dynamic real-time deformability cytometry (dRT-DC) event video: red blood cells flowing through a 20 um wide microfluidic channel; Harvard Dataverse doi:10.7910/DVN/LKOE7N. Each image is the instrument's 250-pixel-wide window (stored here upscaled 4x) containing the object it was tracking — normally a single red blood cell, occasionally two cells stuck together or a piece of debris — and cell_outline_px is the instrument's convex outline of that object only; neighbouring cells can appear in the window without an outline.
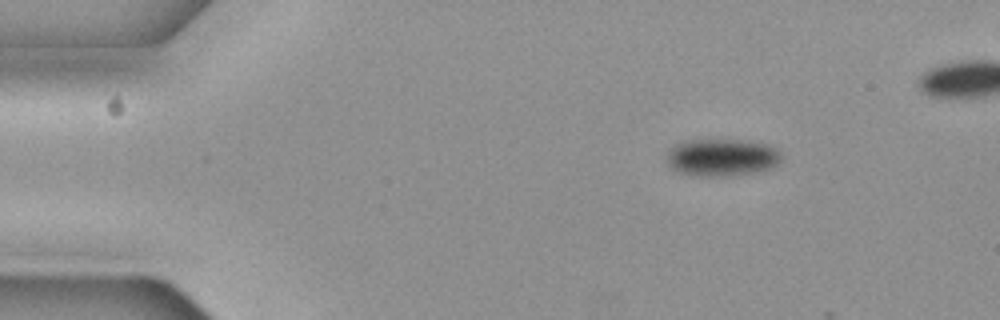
{"species": "common noctule bat (a hibernating species)", "species_latin": "Nyctalus noctula", "temperature_condition": "cold", "stored_images_in_passage": 5, "camera_frame_rate_fps": 3000, "um_per_image_px": 0.085, "animal": {"sex": "female", "body_mass_g": 19.3, "forearm_length_mm": 54.1}, "frame": {"image": 1, "passage_image": 1, "time_ms": 0.0, "image_size_px": [1000, 320], "cell_outline_px": [[780, 160], [772, 168], [752, 172], [724, 176], [700, 176], [676, 172], [672, 168], [668, 160], [668, 152], [676, 144], [688, 140], [740, 140], [768, 144], [780, 152]], "centroid_in_image_um": [61.35, 13.38], "position_along_channel_um": 23.6, "area_um2": 24.57}}